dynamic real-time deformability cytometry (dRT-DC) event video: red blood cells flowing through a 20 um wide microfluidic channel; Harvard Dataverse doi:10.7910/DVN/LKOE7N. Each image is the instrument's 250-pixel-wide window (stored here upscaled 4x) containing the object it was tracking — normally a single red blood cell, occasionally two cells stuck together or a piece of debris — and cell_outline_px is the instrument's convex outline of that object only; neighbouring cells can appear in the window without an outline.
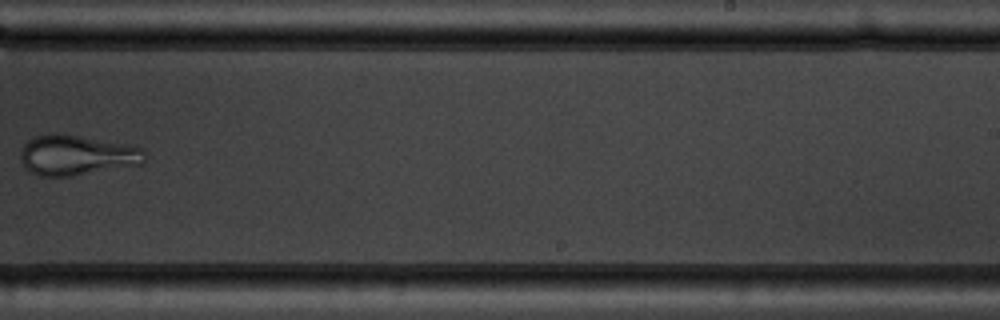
{"species": "common noctule bat (a hibernating species)", "species_latin": "Nyctalus noctula", "temperature_condition": "warm", "stored_images_in_passage": 10, "camera_frame_rate_fps": 3000, "um_per_image_px": 0.085, "animal": {"sex": "male", "body_mass_g": 19.5, "forearm_length_mm": 54.6}, "frame": {"image": 1, "passage_image": 10, "time_ms": 10.667, "image_size_px": [1000, 320], "cell_outline_px": [[144, 164], [72, 176], [40, 176], [24, 168], [20, 156], [20, 152], [24, 144], [28, 140], [36, 136], [56, 132], [64, 132], [144, 148]], "centroid_in_image_um": [6.51, 13.18], "position_along_channel_um": 282.5, "area_um2": 29.42}}